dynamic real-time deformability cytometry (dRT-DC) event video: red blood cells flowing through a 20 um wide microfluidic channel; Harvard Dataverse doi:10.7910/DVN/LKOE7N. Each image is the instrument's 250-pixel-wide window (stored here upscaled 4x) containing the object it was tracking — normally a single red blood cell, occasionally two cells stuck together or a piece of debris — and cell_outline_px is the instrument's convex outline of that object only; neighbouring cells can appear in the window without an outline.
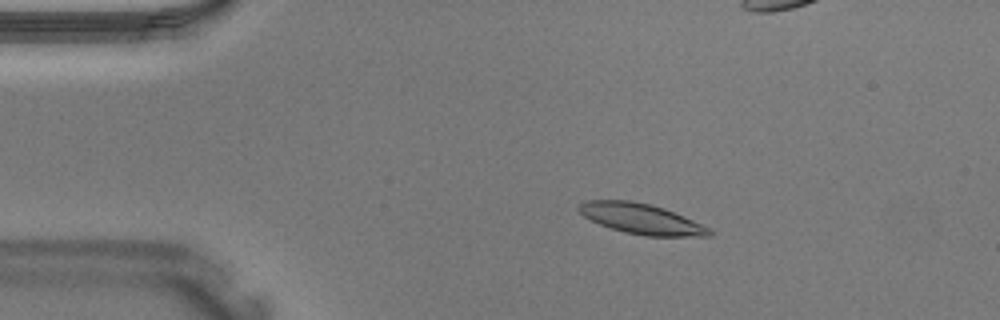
{"species": "Egyptian fruit bat (a non-hibernating species)", "species_latin": "Rousettus aegyptiacus", "temperature_condition": "warm", "stored_images_in_passage": 41, "camera_frame_rate_fps": 3000, "um_per_image_px": 0.085, "animal": {"sex": "male"}, "frame": {"image": 1, "passage_image": 7, "time_ms": 2.0, "image_size_px": [1000, 320], "cell_outline_px": [[712, 236], [644, 236], [624, 232], [600, 224], [584, 216], [576, 208], [584, 200], [632, 200], [652, 204], [664, 208], [684, 216], [708, 228], [712, 232]], "centroid_in_image_um": [54.48, 18.58], "position_along_channel_um": 30.5, "area_um2": 23.0}}
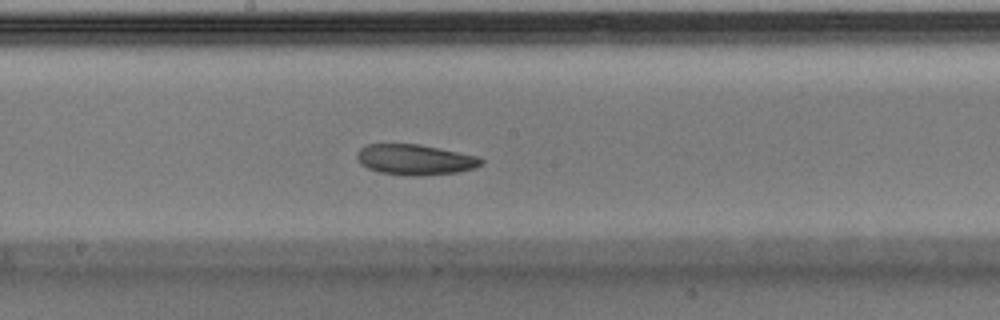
{"frame": {"image": 2, "passage_image": 21, "time_ms": 6.667, "image_size_px": [1000, 320], "cell_outline_px": [[484, 160], [480, 164], [472, 168], [456, 172], [420, 176], [412, 176], [380, 172], [368, 168], [360, 164], [356, 156], [360, 148], [368, 144], [420, 144], [480, 156]], "centroid_in_image_um": [35.27, 13.56], "position_along_channel_um": 212.9, "area_um2": 22.02}}
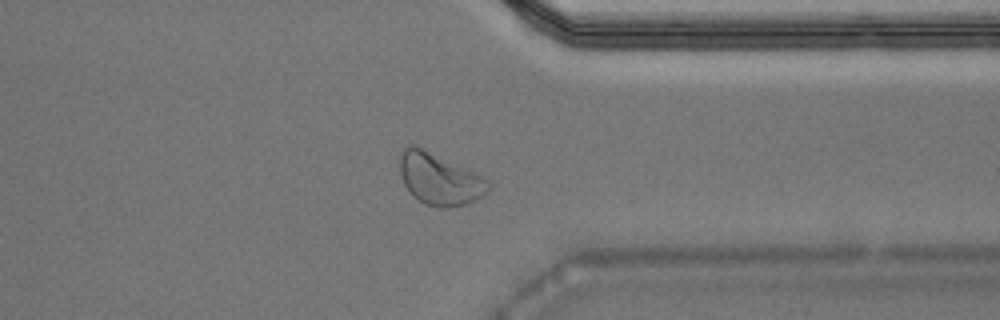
{"frame": {"image": 3, "passage_image": 31, "time_ms": 10.0, "image_size_px": [1000, 320], "cell_outline_px": [[492, 188], [484, 196], [476, 200], [464, 204], [448, 208], [440, 208], [424, 204], [412, 196], [408, 192], [400, 176], [400, 152], [404, 148], [412, 144], [416, 144], [488, 180], [492, 184]], "centroid_in_image_um": [37.33, 15.24], "position_along_channel_um": 374.1, "area_um2": 26.82}}